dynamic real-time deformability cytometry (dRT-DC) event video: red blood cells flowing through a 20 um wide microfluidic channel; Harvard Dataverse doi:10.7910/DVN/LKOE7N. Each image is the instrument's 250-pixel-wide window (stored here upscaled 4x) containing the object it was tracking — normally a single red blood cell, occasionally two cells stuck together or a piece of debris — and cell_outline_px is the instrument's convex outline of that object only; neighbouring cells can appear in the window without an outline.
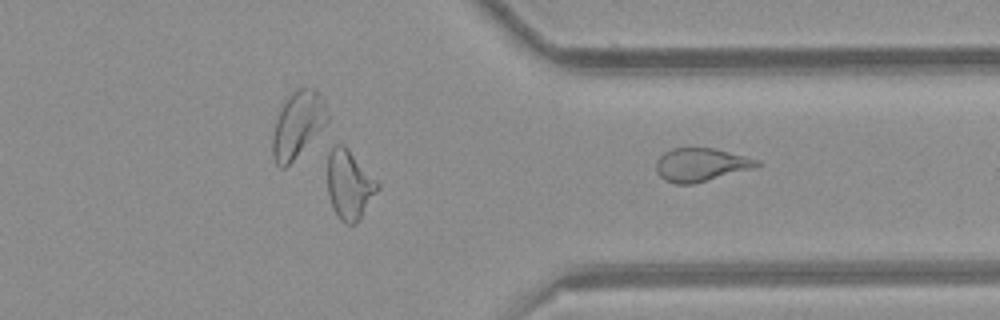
{"species": "common noctule bat (a hibernating species)", "species_latin": "Nyctalus noctula", "temperature_condition": "room temperature", "stored_images_in_passage": 41, "camera_frame_rate_fps": 3000, "um_per_image_px": 0.085, "animal": {"sex": "female", "body_mass_g": 21.9}, "frame": {"image": 1, "passage_image": 41, "time_ms": 13.333, "image_size_px": [1000, 320], "cell_outline_px": [[764, 164], [756, 168], [692, 184], [676, 184], [664, 180], [656, 172], [656, 160], [664, 152], [672, 148], [716, 148], [760, 160]], "centroid_in_image_um": [59.61, 14.0], "position_along_channel_um": 351.8, "area_um2": 19.83}}